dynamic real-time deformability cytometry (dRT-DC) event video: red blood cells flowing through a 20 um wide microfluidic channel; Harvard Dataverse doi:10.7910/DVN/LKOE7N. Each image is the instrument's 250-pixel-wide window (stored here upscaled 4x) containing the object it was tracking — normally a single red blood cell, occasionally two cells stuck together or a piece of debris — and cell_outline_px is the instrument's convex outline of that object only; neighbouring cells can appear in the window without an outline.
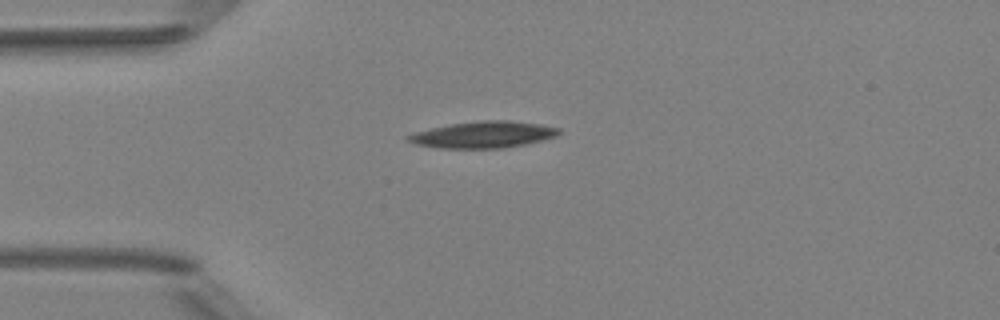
{"species": "Egyptian fruit bat (a non-hibernating species)", "species_latin": "Rousettus aegyptiacus", "temperature_condition": "room temperature", "stored_images_in_passage": 5, "camera_frame_rate_fps": 3000, "um_per_image_px": 0.085, "animal": {"sex": "female"}, "frame": {"image": 1, "passage_image": 5, "time_ms": 5.667, "image_size_px": [1000, 320], "cell_outline_px": [[560, 132], [556, 136], [524, 144], [504, 148], [440, 148], [416, 144], [408, 140], [404, 136], [416, 132], [448, 124], [480, 120], [508, 120], [540, 124], [560, 128]], "centroid_in_image_um": [41.07, 11.44], "position_along_channel_um": 43.9, "area_um2": 23.18}}